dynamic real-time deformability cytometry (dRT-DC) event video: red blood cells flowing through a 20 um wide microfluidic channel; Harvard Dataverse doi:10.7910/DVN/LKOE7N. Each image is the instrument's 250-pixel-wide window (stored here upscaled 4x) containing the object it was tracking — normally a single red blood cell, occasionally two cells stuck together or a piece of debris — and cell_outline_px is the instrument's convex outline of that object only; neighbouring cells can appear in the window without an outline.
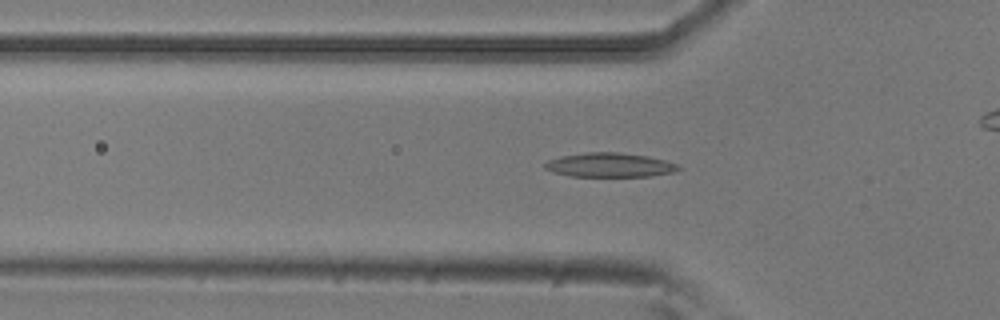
{"species": "common noctule bat (a hibernating species)", "species_latin": "Nyctalus noctula", "temperature_condition": "room temperature", "stored_images_in_passage": 41, "camera_frame_rate_fps": 3000, "um_per_image_px": 0.085, "animal": {"sex": "male", "body_mass_g": 20.5, "forearm_length_mm": 52.5}, "frame": {"image": 1, "passage_image": 15, "time_ms": 4.667, "image_size_px": [1000, 320], "cell_outline_px": [[684, 168], [676, 172], [652, 176], [568, 176], [552, 172], [544, 168], [544, 164], [548, 160], [564, 156], [588, 152], [616, 152], [648, 156], [664, 160], [676, 164]], "centroid_in_image_um": [51.86, 14.03], "position_along_channel_um": 73.9, "area_um2": 18.84}}
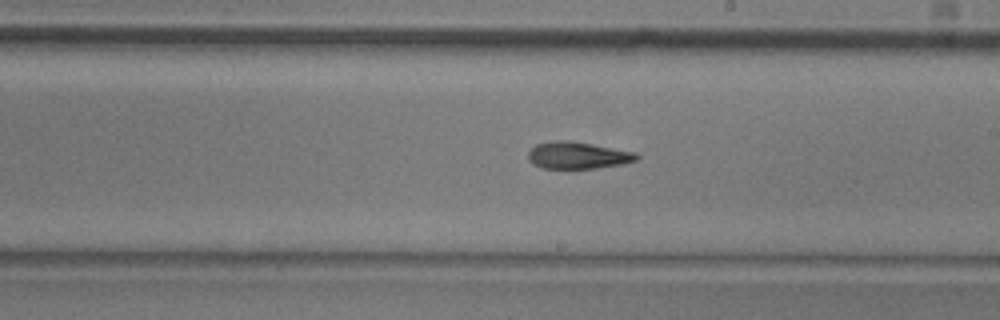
{"frame": {"image": 2, "passage_image": 28, "time_ms": 9.0, "image_size_px": [1000, 320], "cell_outline_px": [[640, 156], [636, 160], [624, 164], [596, 168], [540, 168], [532, 164], [528, 160], [528, 152], [536, 144], [564, 140], [636, 152]], "centroid_in_image_um": [49.1, 13.23], "position_along_channel_um": 239.9, "area_um2": 16.76}}
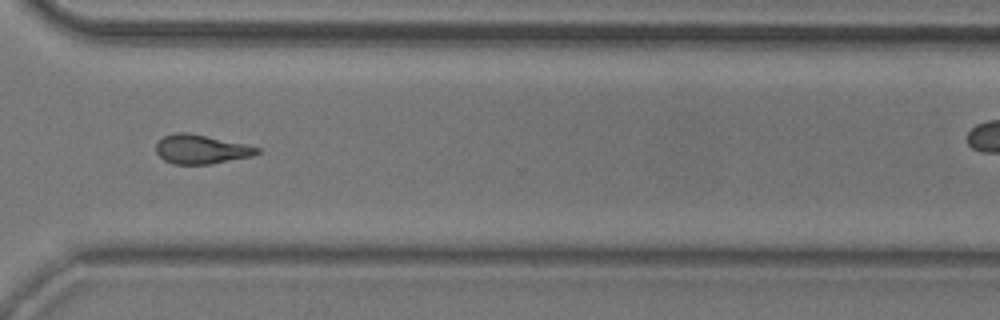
{"frame": {"image": 3, "passage_image": 37, "time_ms": 12.0, "image_size_px": [1000, 320], "cell_outline_px": [[260, 152], [252, 156], [208, 164], [172, 164], [164, 160], [156, 152], [156, 144], [164, 136], [176, 132], [184, 132], [244, 144], [260, 148]], "centroid_in_image_um": [17.06, 12.7], "position_along_channel_um": 353.5, "area_um2": 16.76}}